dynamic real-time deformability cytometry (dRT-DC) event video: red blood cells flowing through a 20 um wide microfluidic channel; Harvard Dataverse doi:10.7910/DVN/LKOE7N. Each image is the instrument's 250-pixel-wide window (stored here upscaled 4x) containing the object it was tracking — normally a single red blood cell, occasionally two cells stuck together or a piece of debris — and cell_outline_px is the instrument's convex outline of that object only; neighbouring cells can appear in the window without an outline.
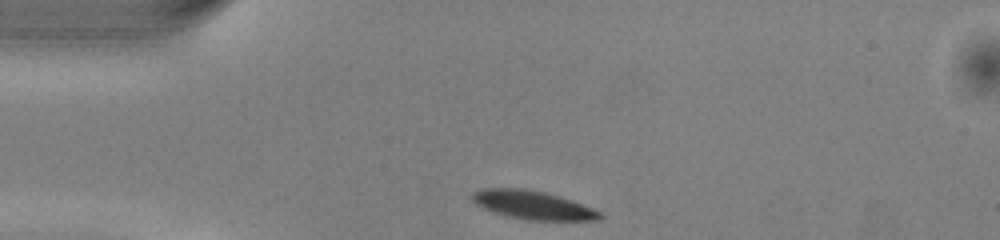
{"species": "common noctule bat (a hibernating species)", "species_latin": "Nyctalus noctula", "temperature_condition": "warm", "stored_images_in_passage": 40, "camera_frame_rate_fps": 3000, "um_per_image_px": 0.085, "animal": {"sex": "male", "body_mass_g": 13.0, "forearm_length_mm": 53.1}, "frame": {"image": 1, "passage_image": 1, "time_ms": 0.0, "image_size_px": [1000, 240], "cell_outline_px": [[604, 216], [600, 220], [528, 220], [508, 216], [484, 208], [476, 204], [472, 200], [472, 192], [484, 188], [524, 188], [544, 192], [592, 208], [600, 212]], "centroid_in_image_um": [45.27, 17.43], "position_along_channel_um": 39.7, "area_um2": 20.81}}
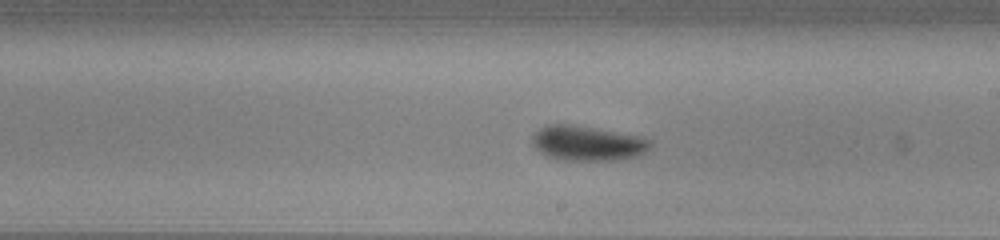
{"frame": {"image": 2, "passage_image": 18, "time_ms": 5.667, "image_size_px": [1000, 240], "cell_outline_px": [[652, 148], [640, 156], [612, 160], [564, 160], [548, 156], [540, 152], [532, 144], [532, 136], [540, 128], [548, 124], [568, 124], [592, 128], [636, 136], [652, 140]], "centroid_in_image_um": [49.95, 12.19], "position_along_channel_um": 239.1, "area_um2": 23.76}}
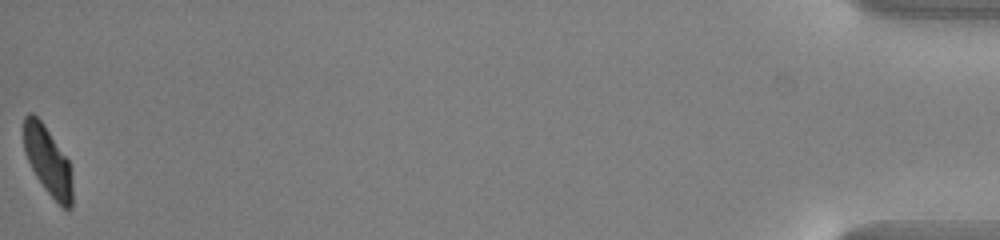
{"frame": {"image": 3, "passage_image": 40, "time_ms": 13.0, "image_size_px": [1000, 240], "cell_outline_px": [[72, 208], [64, 208], [44, 188], [36, 176], [24, 152], [24, 116], [28, 112], [32, 112], [44, 124], [68, 160], [72, 184]], "centroid_in_image_um": [4.05, 13.64], "position_along_channel_um": 431.2, "area_um2": 19.02}, "authors_computed_cell_mechanics": {"area_um2": 22.2241, "velocity_mm_per_s": 4.0368, "shape_relaxation_time_tau1_ms": 1.9436, "shape_relaxation_time_tau2_ms": null, "deformation_change_tau1": 0.1066, "deformation_change_tau2": null}}